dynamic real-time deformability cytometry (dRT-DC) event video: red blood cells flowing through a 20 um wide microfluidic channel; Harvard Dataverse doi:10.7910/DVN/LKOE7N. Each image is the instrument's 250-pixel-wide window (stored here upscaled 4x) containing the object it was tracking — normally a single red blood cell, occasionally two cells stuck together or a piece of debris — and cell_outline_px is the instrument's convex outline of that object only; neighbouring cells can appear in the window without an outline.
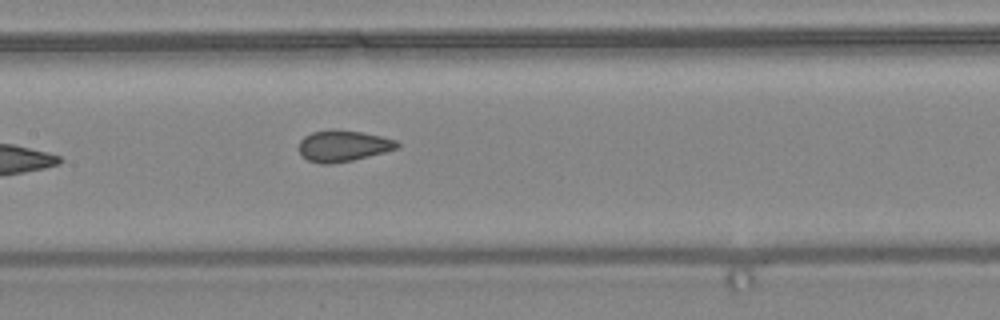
{"species": "common noctule bat (a hibernating species)", "species_latin": "Nyctalus noctula", "temperature_condition": "warm", "stored_images_in_passage": 6, "camera_frame_rate_fps": 3000, "um_per_image_px": 0.085, "animal": {"sex": "female", "body_mass_g": 24.6, "forearm_length_mm": 56.2}, "frame": {"image": 1, "passage_image": 6, "time_ms": 7.0, "image_size_px": [1000, 320], "cell_outline_px": [[400, 144], [396, 148], [384, 152], [352, 160], [328, 164], [320, 164], [308, 160], [300, 152], [300, 140], [304, 136], [312, 132], [360, 132], [380, 136], [396, 140]], "centroid_in_image_um": [29.17, 12.44], "position_along_channel_um": 178.2, "area_um2": 16.99}}